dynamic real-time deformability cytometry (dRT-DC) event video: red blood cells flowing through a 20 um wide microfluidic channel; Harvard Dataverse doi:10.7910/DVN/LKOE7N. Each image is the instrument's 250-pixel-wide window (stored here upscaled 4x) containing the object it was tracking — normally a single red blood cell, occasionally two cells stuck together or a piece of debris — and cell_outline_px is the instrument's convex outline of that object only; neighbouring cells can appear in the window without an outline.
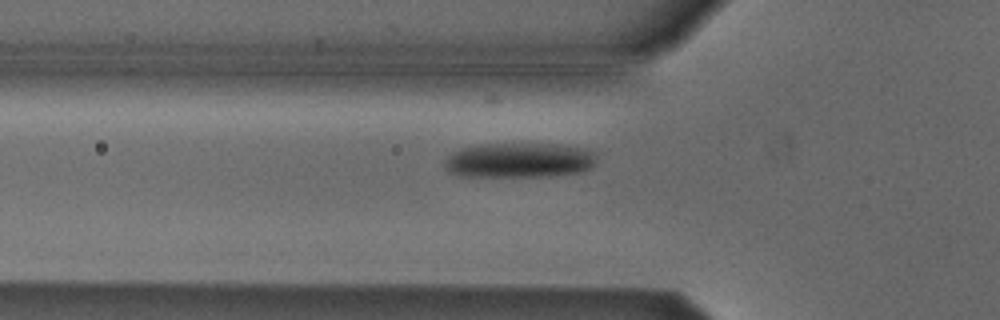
{"species": "Egyptian fruit bat (a non-hibernating species)", "species_latin": "Rousettus aegyptiacus", "temperature_condition": "cold", "stored_images_in_passage": 38, "camera_frame_rate_fps": 3000, "um_per_image_px": 0.085, "animal": {"sex": "male"}, "frame": {"image": 1, "passage_image": 6, "time_ms": 1.667, "image_size_px": [1000, 320], "cell_outline_px": [[596, 160], [592, 168], [584, 172], [548, 176], [456, 176], [448, 172], [444, 168], [444, 160], [452, 152], [460, 148], [488, 144], [556, 144], [584, 148], [596, 152]], "centroid_in_image_um": [44.14, 13.63], "position_along_channel_um": 81.7, "area_um2": 31.27}}
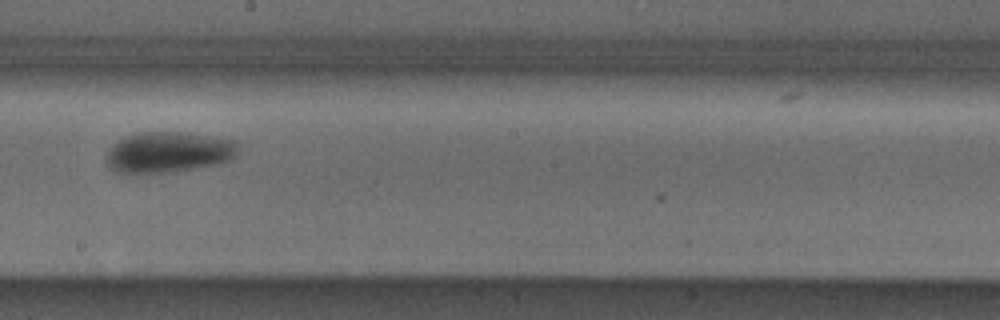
{"frame": {"image": 2, "passage_image": 18, "time_ms": 5.667, "image_size_px": [1000, 320], "cell_outline_px": [[236, 152], [228, 160], [216, 164], [176, 172], [116, 172], [108, 164], [108, 152], [120, 140], [128, 136], [140, 132], [180, 132], [236, 140]], "centroid_in_image_um": [14.34, 12.93], "position_along_channel_um": 233.9, "area_um2": 30.46}}
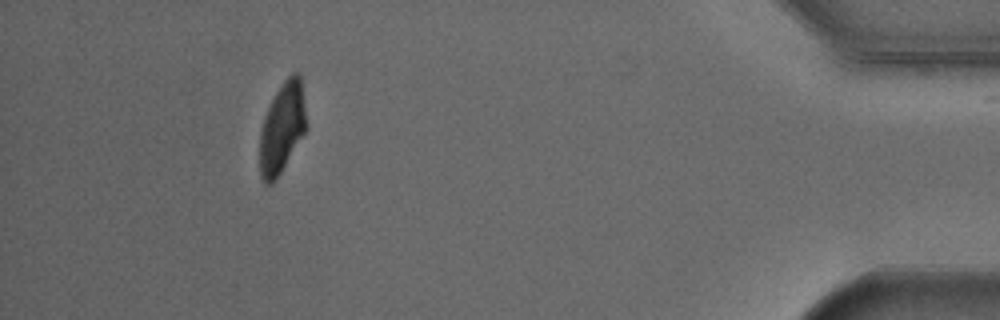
{"frame": {"image": 3, "passage_image": 37, "time_ms": 12.0, "image_size_px": [1000, 320], "cell_outline_px": [[308, 128], [280, 172], [272, 184], [264, 184], [260, 176], [260, 132], [264, 116], [276, 92], [284, 80], [292, 72], [300, 72], [308, 124]], "centroid_in_image_um": [24.0, 10.84], "position_along_channel_um": 411.2, "area_um2": 24.68}}